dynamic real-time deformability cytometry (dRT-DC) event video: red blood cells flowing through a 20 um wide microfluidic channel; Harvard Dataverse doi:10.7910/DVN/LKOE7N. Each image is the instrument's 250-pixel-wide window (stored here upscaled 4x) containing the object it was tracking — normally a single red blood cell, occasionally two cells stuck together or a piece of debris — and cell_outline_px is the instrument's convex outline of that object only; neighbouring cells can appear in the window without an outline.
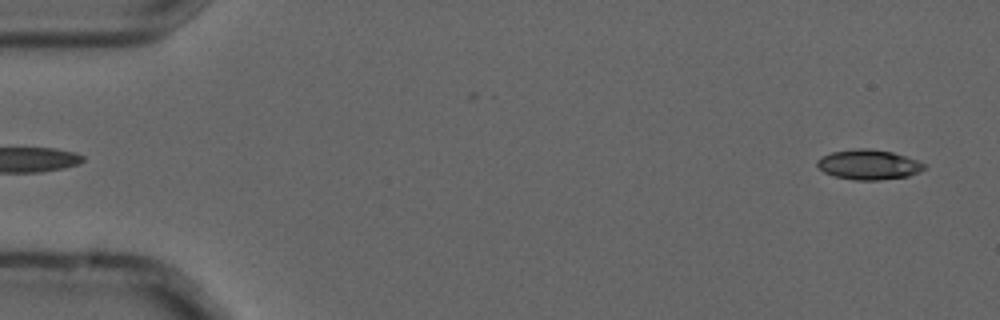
{"species": "common noctule bat (a hibernating species)", "species_latin": "Nyctalus noctula", "temperature_condition": "cold", "stored_images_in_passage": 5, "segment_of_instrument_passage": [2, 2], "camera_frame_rate_fps": 3000, "um_per_image_px": 0.085, "animal": {"sex": "male", "forearm_length_mm": 52.5}, "frame": {"image": 1, "passage_image": 5, "time_ms": 1.333, "image_size_px": [1000, 320], "cell_outline_px": [[928, 164], [920, 172], [908, 176], [880, 180], [852, 180], [832, 176], [824, 172], [816, 164], [816, 160], [820, 156], [832, 152], [856, 148], [872, 148], [892, 152]], "centroid_in_image_um": [73.81, 13.99], "position_along_channel_um": 11.2, "area_um2": 18.9}}